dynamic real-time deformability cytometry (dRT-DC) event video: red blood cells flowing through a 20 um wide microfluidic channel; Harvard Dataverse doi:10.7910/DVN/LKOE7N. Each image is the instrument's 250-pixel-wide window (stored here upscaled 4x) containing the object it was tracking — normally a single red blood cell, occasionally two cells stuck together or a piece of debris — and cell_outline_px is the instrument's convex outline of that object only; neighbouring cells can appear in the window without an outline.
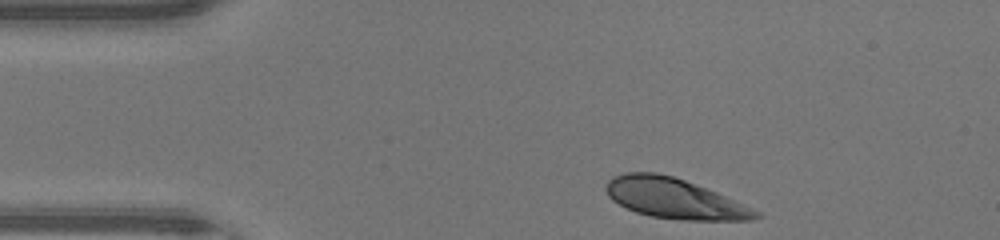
{"species": "human", "species_latin": "Homo sapiens", "temperature_condition": "warm", "stored_images_in_passage": 33, "camera_frame_rate_fps": 3000, "um_per_image_px": 0.085, "donor": {"sex": "male"}, "frame": {"image": 1, "passage_image": 1, "time_ms": 0.0, "image_size_px": [1000, 240], "cell_outline_px": [[760, 216], [752, 220], [680, 220], [652, 216], [636, 212], [612, 200], [608, 196], [608, 180], [612, 176], [624, 172], [656, 172], [672, 176], [684, 180], [716, 192], [752, 208], [760, 212]], "centroid_in_image_um": [57.31, 16.87], "position_along_channel_um": 27.7, "area_um2": 34.62}}
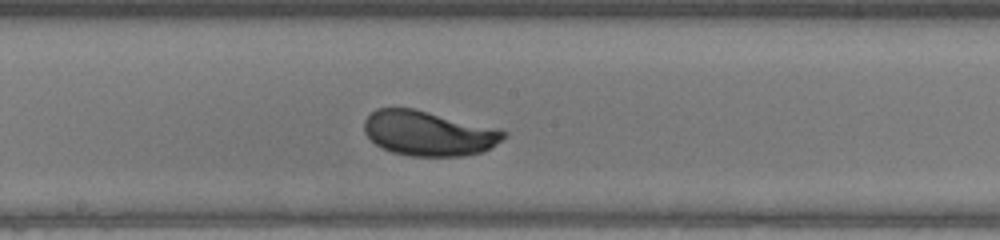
{"frame": {"image": 2, "passage_image": 18, "time_ms": 5.667, "image_size_px": [1000, 240], "cell_outline_px": [[508, 136], [484, 152], [464, 156], [412, 156], [392, 152], [376, 144], [364, 132], [364, 120], [376, 108], [412, 108], [508, 132]], "centroid_in_image_um": [36.41, 11.35], "position_along_channel_um": 211.8, "area_um2": 35.95}}
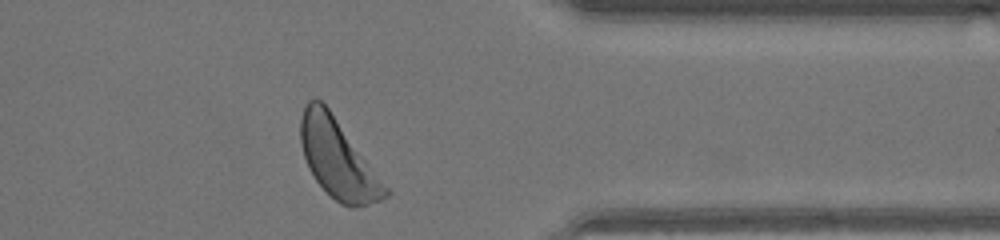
{"frame": {"image": 3, "passage_image": 31, "time_ms": 10.0, "image_size_px": [1000, 240], "cell_outline_px": [[392, 192], [388, 196], [380, 200], [352, 208], [340, 204], [316, 180], [308, 168], [300, 144], [300, 120], [304, 104], [308, 100], [320, 100], [328, 108]], "centroid_in_image_um": [28.71, 13.51], "position_along_channel_um": 382.7, "area_um2": 38.32}, "authors_computed_cell_mechanics": {"area_um2": 36.414, "velocity_mm_per_s": 4.2921, "shape_relaxation_time_tau1_ms": 2.1309, "shape_relaxation_time_tau2_ms": null, "deformation_change_tau1": 0.1525, "deformation_change_tau2": null}}